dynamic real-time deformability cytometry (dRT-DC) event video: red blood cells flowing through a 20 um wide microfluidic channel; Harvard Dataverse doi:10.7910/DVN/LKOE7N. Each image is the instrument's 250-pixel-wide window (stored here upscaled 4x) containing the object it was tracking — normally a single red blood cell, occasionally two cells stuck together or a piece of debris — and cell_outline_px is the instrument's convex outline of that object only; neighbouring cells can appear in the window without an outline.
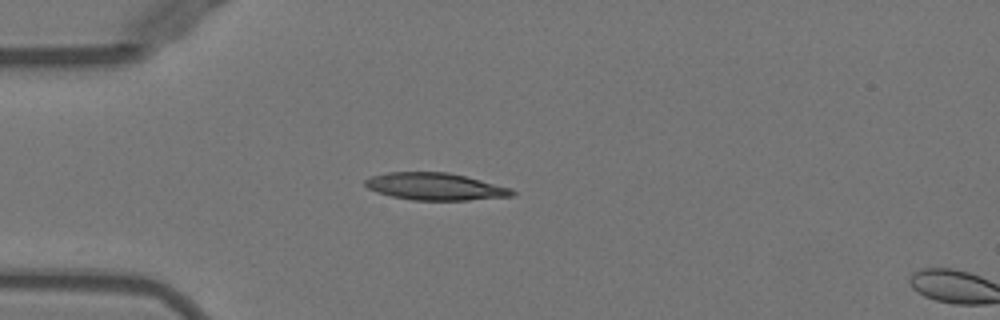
{"species": "Egyptian fruit bat (a non-hibernating species)", "species_latin": "Rousettus aegyptiacus", "temperature_condition": "warm", "stored_images_in_passage": 3, "camera_frame_rate_fps": 3000, "um_per_image_px": 0.085, "animal": {"sex": "female"}, "frame": {"image": 1, "passage_image": 1, "time_ms": 0.0, "image_size_px": [1000, 320], "cell_outline_px": [[516, 192], [512, 196], [468, 200], [412, 200], [392, 196], [376, 192], [368, 188], [364, 184], [364, 180], [372, 176], [388, 172], [448, 172], [512, 188]], "centroid_in_image_um": [36.98, 15.85], "position_along_channel_um": 48.0, "area_um2": 23.18}}